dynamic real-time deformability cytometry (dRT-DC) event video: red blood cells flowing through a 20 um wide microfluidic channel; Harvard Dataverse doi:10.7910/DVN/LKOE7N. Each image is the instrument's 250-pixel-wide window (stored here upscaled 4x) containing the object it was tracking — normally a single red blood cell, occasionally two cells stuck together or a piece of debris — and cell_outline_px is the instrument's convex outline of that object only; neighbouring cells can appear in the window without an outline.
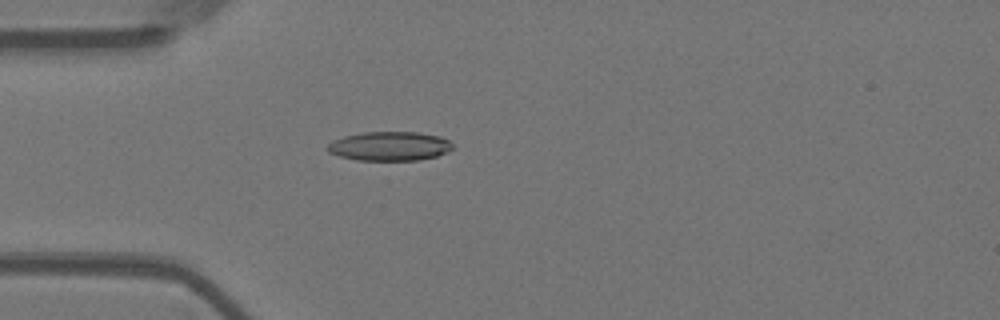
{"species": "Egyptian fruit bat (a non-hibernating species)", "species_latin": "Rousettus aegyptiacus", "temperature_condition": "warm", "stored_images_in_passage": 55, "camera_frame_rate_fps": 3000, "um_per_image_px": 0.085, "animal": {"sex": "female"}, "frame": {"image": 1, "passage_image": 15, "time_ms": 4.667, "image_size_px": [1000, 320], "cell_outline_px": [[452, 148], [448, 152], [436, 156], [420, 160], [356, 160], [340, 156], [328, 152], [328, 144], [332, 140], [344, 136], [364, 132], [416, 132], [440, 136], [448, 140], [452, 144]], "centroid_in_image_um": [33.11, 12.42], "position_along_channel_um": 51.9, "area_um2": 21.21}}
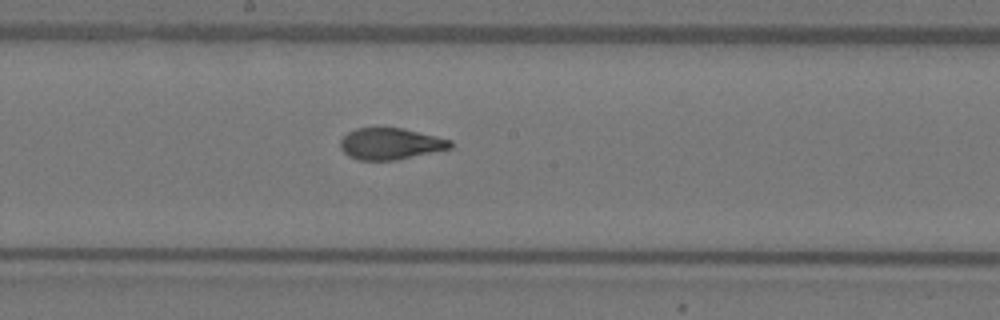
{"frame": {"image": 2, "passage_image": 29, "time_ms": 9.333, "image_size_px": [1000, 320], "cell_outline_px": [[452, 148], [396, 160], [360, 160], [348, 156], [340, 148], [340, 140], [348, 132], [356, 128], [404, 128], [452, 140]], "centroid_in_image_um": [33.19, 12.22], "position_along_channel_um": 215.0, "area_um2": 20.17}}
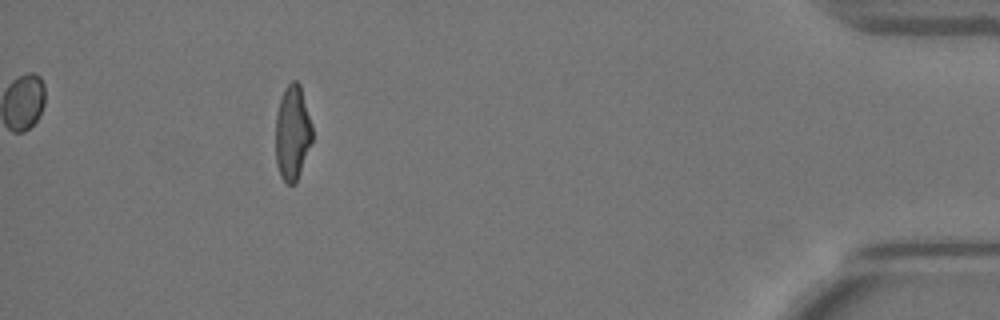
{"frame": {"image": 3, "passage_image": 50, "time_ms": 16.333, "image_size_px": [1000, 320], "cell_outline_px": [[312, 140], [296, 184], [288, 184], [280, 176], [276, 164], [276, 112], [284, 88], [292, 80], [296, 80], [300, 84], [312, 124]], "centroid_in_image_um": [24.85, 11.28], "position_along_channel_um": 410.3, "area_um2": 20.35}, "authors_computed_cell_mechanics": {"area_um2": 21.1548, "velocity_mm_per_s": 3.6489, "shape_relaxation_time_tau1_ms": 7.7692, "shape_relaxation_time_tau2_ms": 1.1047, "deformation_change_tau1": 0.2333, "deformation_change_tau2": 0.0714}}